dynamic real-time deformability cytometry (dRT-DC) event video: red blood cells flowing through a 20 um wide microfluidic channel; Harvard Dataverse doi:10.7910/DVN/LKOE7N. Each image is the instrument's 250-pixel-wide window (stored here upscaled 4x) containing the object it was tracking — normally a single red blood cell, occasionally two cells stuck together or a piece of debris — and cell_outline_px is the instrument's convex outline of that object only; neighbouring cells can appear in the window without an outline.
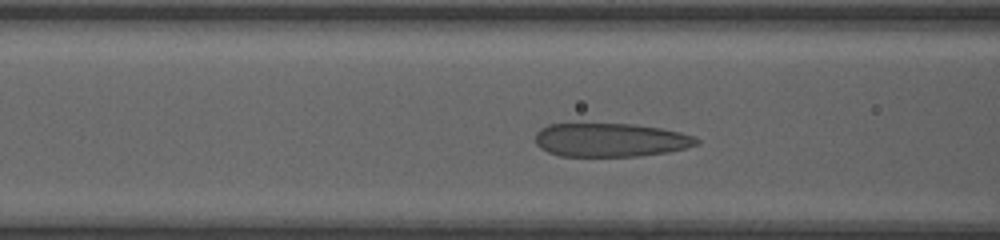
{"species": "human", "species_latin": "Homo sapiens", "temperature_condition": "room temperature", "stored_images_in_passage": 28, "camera_frame_rate_fps": 3000, "um_per_image_px": 0.085, "donor": {"sex": "female"}, "frame": {"image": 1, "passage_image": 5, "time_ms": 1.333, "image_size_px": [1000, 240], "cell_outline_px": [[700, 144], [668, 152], [636, 156], [560, 156], [548, 152], [540, 148], [536, 144], [536, 132], [540, 128], [548, 124], [632, 124], [660, 128], [680, 132], [696, 136], [700, 140]], "centroid_in_image_um": [51.9, 11.9], "position_along_channel_um": 114.7, "area_um2": 31.67}}
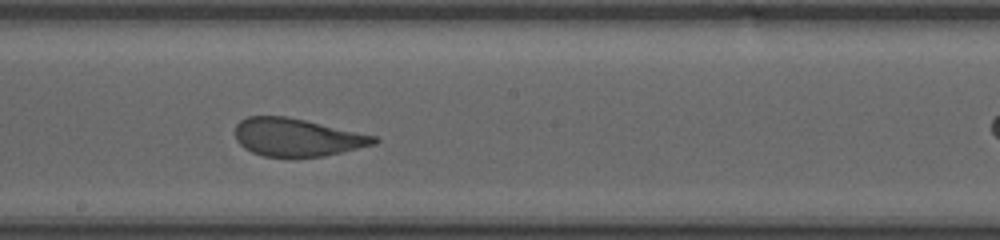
{"frame": {"image": 2, "passage_image": 13, "time_ms": 4.0, "image_size_px": [1000, 240], "cell_outline_px": [[380, 140], [376, 144], [324, 156], [264, 156], [252, 152], [244, 148], [236, 140], [236, 124], [240, 120], [248, 116], [288, 116], [376, 136]], "centroid_in_image_um": [25.24, 11.66], "position_along_channel_um": 223.0, "area_um2": 30.46}}
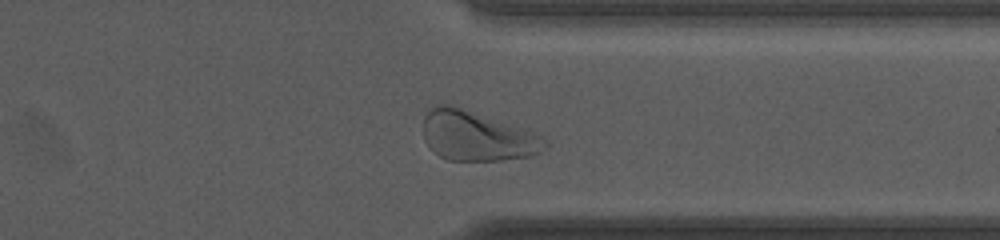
{"frame": {"image": 3, "passage_image": 24, "time_ms": 7.667, "image_size_px": [1000, 240], "cell_outline_px": [[548, 144], [544, 148], [532, 156], [500, 160], [448, 160], [440, 156], [424, 140], [424, 116], [436, 104], [452, 104], [544, 136], [548, 140]], "centroid_in_image_um": [40.55, 11.56], "position_along_channel_um": 370.9, "area_um2": 34.97}}